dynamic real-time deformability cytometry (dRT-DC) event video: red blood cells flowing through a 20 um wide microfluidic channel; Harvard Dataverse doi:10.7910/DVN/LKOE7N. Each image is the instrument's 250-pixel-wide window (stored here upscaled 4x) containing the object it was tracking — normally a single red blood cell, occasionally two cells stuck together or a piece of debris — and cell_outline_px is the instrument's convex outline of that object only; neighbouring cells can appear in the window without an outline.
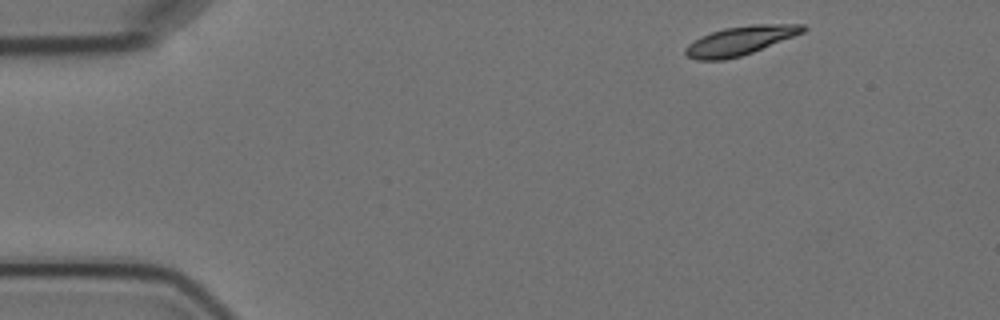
{"species": "Egyptian fruit bat (a non-hibernating species)", "species_latin": "Rousettus aegyptiacus", "temperature_condition": "cold", "stored_images_in_passage": 4, "camera_frame_rate_fps": 3000, "um_per_image_px": 0.085, "animal": {"sex": "female"}, "frame": {"image": 1, "passage_image": 1, "time_ms": 0.0, "image_size_px": [1000, 320], "cell_outline_px": [[808, 28], [804, 32], [752, 52], [740, 56], [724, 60], [696, 60], [688, 56], [684, 52], [684, 48], [688, 44], [712, 32], [724, 28], [752, 24], [804, 24]], "centroid_in_image_um": [62.93, 3.45], "position_along_channel_um": 22.1, "area_um2": 19.54}}
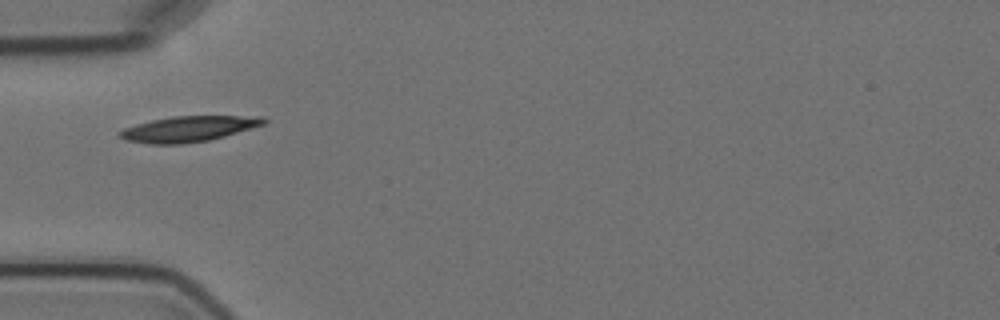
{"frame": {"image": 2, "passage_image": 4, "time_ms": 3.667, "image_size_px": [1000, 320], "cell_outline_px": [[268, 120], [264, 124], [252, 128], [224, 136], [208, 140], [180, 144], [148, 144], [124, 140], [116, 136], [116, 132], [124, 128], [136, 124], [152, 120], [172, 116], [264, 116]], "centroid_in_image_um": [15.97, 10.96], "position_along_channel_um": 69.0, "area_um2": 21.62}}